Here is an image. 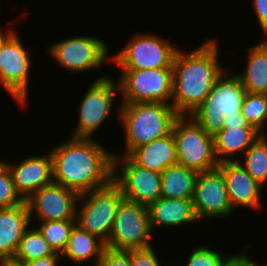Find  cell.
Masks as SVG:
<instances>
[{
  "label": "cell",
  "instance_id": "34",
  "mask_svg": "<svg viewBox=\"0 0 267 266\" xmlns=\"http://www.w3.org/2000/svg\"><path fill=\"white\" fill-rule=\"evenodd\" d=\"M247 248L242 249L240 253L231 254L222 266H265V264L259 265V261L253 260L254 258L248 254Z\"/></svg>",
  "mask_w": 267,
  "mask_h": 266
},
{
  "label": "cell",
  "instance_id": "2",
  "mask_svg": "<svg viewBox=\"0 0 267 266\" xmlns=\"http://www.w3.org/2000/svg\"><path fill=\"white\" fill-rule=\"evenodd\" d=\"M220 44L210 38L193 50L178 48L172 64V101L179 115H190L205 100L226 69L219 61Z\"/></svg>",
  "mask_w": 267,
  "mask_h": 266
},
{
  "label": "cell",
  "instance_id": "24",
  "mask_svg": "<svg viewBox=\"0 0 267 266\" xmlns=\"http://www.w3.org/2000/svg\"><path fill=\"white\" fill-rule=\"evenodd\" d=\"M198 174L178 163L167 167L161 173V197L192 199Z\"/></svg>",
  "mask_w": 267,
  "mask_h": 266
},
{
  "label": "cell",
  "instance_id": "25",
  "mask_svg": "<svg viewBox=\"0 0 267 266\" xmlns=\"http://www.w3.org/2000/svg\"><path fill=\"white\" fill-rule=\"evenodd\" d=\"M54 254L55 252L43 238L37 227L35 228L31 224L23 234L11 263L18 265L21 262H28Z\"/></svg>",
  "mask_w": 267,
  "mask_h": 266
},
{
  "label": "cell",
  "instance_id": "23",
  "mask_svg": "<svg viewBox=\"0 0 267 266\" xmlns=\"http://www.w3.org/2000/svg\"><path fill=\"white\" fill-rule=\"evenodd\" d=\"M261 41V42H260ZM248 48L245 68L236 74L248 93L267 94V38Z\"/></svg>",
  "mask_w": 267,
  "mask_h": 266
},
{
  "label": "cell",
  "instance_id": "38",
  "mask_svg": "<svg viewBox=\"0 0 267 266\" xmlns=\"http://www.w3.org/2000/svg\"><path fill=\"white\" fill-rule=\"evenodd\" d=\"M6 161L0 159V170L5 166Z\"/></svg>",
  "mask_w": 267,
  "mask_h": 266
},
{
  "label": "cell",
  "instance_id": "16",
  "mask_svg": "<svg viewBox=\"0 0 267 266\" xmlns=\"http://www.w3.org/2000/svg\"><path fill=\"white\" fill-rule=\"evenodd\" d=\"M217 168L223 174L228 198L234 211L250 208L259 212L264 208L262 193L265 188L253 179L238 161L222 162Z\"/></svg>",
  "mask_w": 267,
  "mask_h": 266
},
{
  "label": "cell",
  "instance_id": "12",
  "mask_svg": "<svg viewBox=\"0 0 267 266\" xmlns=\"http://www.w3.org/2000/svg\"><path fill=\"white\" fill-rule=\"evenodd\" d=\"M148 207L128 199L118 206L113 228L105 246L112 250H130L152 245Z\"/></svg>",
  "mask_w": 267,
  "mask_h": 266
},
{
  "label": "cell",
  "instance_id": "7",
  "mask_svg": "<svg viewBox=\"0 0 267 266\" xmlns=\"http://www.w3.org/2000/svg\"><path fill=\"white\" fill-rule=\"evenodd\" d=\"M172 135L177 163L197 172L218 167L214 139L190 115H180L174 122Z\"/></svg>",
  "mask_w": 267,
  "mask_h": 266
},
{
  "label": "cell",
  "instance_id": "31",
  "mask_svg": "<svg viewBox=\"0 0 267 266\" xmlns=\"http://www.w3.org/2000/svg\"><path fill=\"white\" fill-rule=\"evenodd\" d=\"M130 255L132 266H162L154 246L126 250ZM163 266H166L163 265Z\"/></svg>",
  "mask_w": 267,
  "mask_h": 266
},
{
  "label": "cell",
  "instance_id": "14",
  "mask_svg": "<svg viewBox=\"0 0 267 266\" xmlns=\"http://www.w3.org/2000/svg\"><path fill=\"white\" fill-rule=\"evenodd\" d=\"M199 220L228 219L236 212L230 204L222 172L216 168L199 172L192 198ZM229 216V217H228ZM213 219V220H212Z\"/></svg>",
  "mask_w": 267,
  "mask_h": 266
},
{
  "label": "cell",
  "instance_id": "4",
  "mask_svg": "<svg viewBox=\"0 0 267 266\" xmlns=\"http://www.w3.org/2000/svg\"><path fill=\"white\" fill-rule=\"evenodd\" d=\"M227 69L217 78L205 100L190 116L211 136L223 129L224 117L241 112L246 90L241 79Z\"/></svg>",
  "mask_w": 267,
  "mask_h": 266
},
{
  "label": "cell",
  "instance_id": "6",
  "mask_svg": "<svg viewBox=\"0 0 267 266\" xmlns=\"http://www.w3.org/2000/svg\"><path fill=\"white\" fill-rule=\"evenodd\" d=\"M120 187L112 180L107 185L79 195L76 224L107 243L120 202Z\"/></svg>",
  "mask_w": 267,
  "mask_h": 266
},
{
  "label": "cell",
  "instance_id": "36",
  "mask_svg": "<svg viewBox=\"0 0 267 266\" xmlns=\"http://www.w3.org/2000/svg\"><path fill=\"white\" fill-rule=\"evenodd\" d=\"M223 127H253L249 125L242 112H237L236 115L225 116Z\"/></svg>",
  "mask_w": 267,
  "mask_h": 266
},
{
  "label": "cell",
  "instance_id": "35",
  "mask_svg": "<svg viewBox=\"0 0 267 266\" xmlns=\"http://www.w3.org/2000/svg\"><path fill=\"white\" fill-rule=\"evenodd\" d=\"M61 254L55 253L54 255L31 260L28 262H21L19 266H60L62 262ZM60 264V265H59Z\"/></svg>",
  "mask_w": 267,
  "mask_h": 266
},
{
  "label": "cell",
  "instance_id": "39",
  "mask_svg": "<svg viewBox=\"0 0 267 266\" xmlns=\"http://www.w3.org/2000/svg\"><path fill=\"white\" fill-rule=\"evenodd\" d=\"M166 266H179V263L177 265L176 264L174 265V264H171V263L169 264L168 263V264H166ZM180 266H185V265L182 263Z\"/></svg>",
  "mask_w": 267,
  "mask_h": 266
},
{
  "label": "cell",
  "instance_id": "20",
  "mask_svg": "<svg viewBox=\"0 0 267 266\" xmlns=\"http://www.w3.org/2000/svg\"><path fill=\"white\" fill-rule=\"evenodd\" d=\"M261 135L255 127H223L213 136L218 162L237 161Z\"/></svg>",
  "mask_w": 267,
  "mask_h": 266
},
{
  "label": "cell",
  "instance_id": "33",
  "mask_svg": "<svg viewBox=\"0 0 267 266\" xmlns=\"http://www.w3.org/2000/svg\"><path fill=\"white\" fill-rule=\"evenodd\" d=\"M255 19H257L260 30H262L261 39L267 38V0H251Z\"/></svg>",
  "mask_w": 267,
  "mask_h": 266
},
{
  "label": "cell",
  "instance_id": "3",
  "mask_svg": "<svg viewBox=\"0 0 267 266\" xmlns=\"http://www.w3.org/2000/svg\"><path fill=\"white\" fill-rule=\"evenodd\" d=\"M116 108L124 132L125 150L129 155L135 148L172 133L180 116L171 104L160 102L120 103Z\"/></svg>",
  "mask_w": 267,
  "mask_h": 266
},
{
  "label": "cell",
  "instance_id": "22",
  "mask_svg": "<svg viewBox=\"0 0 267 266\" xmlns=\"http://www.w3.org/2000/svg\"><path fill=\"white\" fill-rule=\"evenodd\" d=\"M105 248L102 240L76 224L61 257L73 262V266H84L87 262L90 264V260L94 261L93 265H98Z\"/></svg>",
  "mask_w": 267,
  "mask_h": 266
},
{
  "label": "cell",
  "instance_id": "11",
  "mask_svg": "<svg viewBox=\"0 0 267 266\" xmlns=\"http://www.w3.org/2000/svg\"><path fill=\"white\" fill-rule=\"evenodd\" d=\"M119 103L160 102L171 104L172 68L120 69Z\"/></svg>",
  "mask_w": 267,
  "mask_h": 266
},
{
  "label": "cell",
  "instance_id": "30",
  "mask_svg": "<svg viewBox=\"0 0 267 266\" xmlns=\"http://www.w3.org/2000/svg\"><path fill=\"white\" fill-rule=\"evenodd\" d=\"M25 200L16 191L12 175L5 165L0 170V208H10L22 204Z\"/></svg>",
  "mask_w": 267,
  "mask_h": 266
},
{
  "label": "cell",
  "instance_id": "10",
  "mask_svg": "<svg viewBox=\"0 0 267 266\" xmlns=\"http://www.w3.org/2000/svg\"><path fill=\"white\" fill-rule=\"evenodd\" d=\"M178 44L153 33H135L124 47L112 56L119 69L172 68Z\"/></svg>",
  "mask_w": 267,
  "mask_h": 266
},
{
  "label": "cell",
  "instance_id": "9",
  "mask_svg": "<svg viewBox=\"0 0 267 266\" xmlns=\"http://www.w3.org/2000/svg\"><path fill=\"white\" fill-rule=\"evenodd\" d=\"M83 99L77 108V126L70 136L95 138V133L108 121L112 108L120 94L118 81L110 75H102L95 79L85 90ZM102 125V126H101Z\"/></svg>",
  "mask_w": 267,
  "mask_h": 266
},
{
  "label": "cell",
  "instance_id": "18",
  "mask_svg": "<svg viewBox=\"0 0 267 266\" xmlns=\"http://www.w3.org/2000/svg\"><path fill=\"white\" fill-rule=\"evenodd\" d=\"M148 212L153 234L163 227L180 229L186 224L191 225L200 221L196 215L192 199L160 197L148 206Z\"/></svg>",
  "mask_w": 267,
  "mask_h": 266
},
{
  "label": "cell",
  "instance_id": "17",
  "mask_svg": "<svg viewBox=\"0 0 267 266\" xmlns=\"http://www.w3.org/2000/svg\"><path fill=\"white\" fill-rule=\"evenodd\" d=\"M16 191L26 200L32 193L53 182V159L50 151L46 155L24 158L17 163L7 162Z\"/></svg>",
  "mask_w": 267,
  "mask_h": 266
},
{
  "label": "cell",
  "instance_id": "37",
  "mask_svg": "<svg viewBox=\"0 0 267 266\" xmlns=\"http://www.w3.org/2000/svg\"><path fill=\"white\" fill-rule=\"evenodd\" d=\"M1 266H19V265H15V264L9 262V263H1Z\"/></svg>",
  "mask_w": 267,
  "mask_h": 266
},
{
  "label": "cell",
  "instance_id": "32",
  "mask_svg": "<svg viewBox=\"0 0 267 266\" xmlns=\"http://www.w3.org/2000/svg\"><path fill=\"white\" fill-rule=\"evenodd\" d=\"M98 266H132L130 255L124 250L105 248Z\"/></svg>",
  "mask_w": 267,
  "mask_h": 266
},
{
  "label": "cell",
  "instance_id": "13",
  "mask_svg": "<svg viewBox=\"0 0 267 266\" xmlns=\"http://www.w3.org/2000/svg\"><path fill=\"white\" fill-rule=\"evenodd\" d=\"M113 181L125 199L147 207L161 197V173L136 164L128 155L113 156Z\"/></svg>",
  "mask_w": 267,
  "mask_h": 266
},
{
  "label": "cell",
  "instance_id": "28",
  "mask_svg": "<svg viewBox=\"0 0 267 266\" xmlns=\"http://www.w3.org/2000/svg\"><path fill=\"white\" fill-rule=\"evenodd\" d=\"M241 112L249 125L267 134V94L246 92Z\"/></svg>",
  "mask_w": 267,
  "mask_h": 266
},
{
  "label": "cell",
  "instance_id": "5",
  "mask_svg": "<svg viewBox=\"0 0 267 266\" xmlns=\"http://www.w3.org/2000/svg\"><path fill=\"white\" fill-rule=\"evenodd\" d=\"M8 29L0 28V85L24 108L27 107V97L31 96L28 93L32 56L15 28Z\"/></svg>",
  "mask_w": 267,
  "mask_h": 266
},
{
  "label": "cell",
  "instance_id": "29",
  "mask_svg": "<svg viewBox=\"0 0 267 266\" xmlns=\"http://www.w3.org/2000/svg\"><path fill=\"white\" fill-rule=\"evenodd\" d=\"M188 254L185 266H222L230 256L206 244H198Z\"/></svg>",
  "mask_w": 267,
  "mask_h": 266
},
{
  "label": "cell",
  "instance_id": "8",
  "mask_svg": "<svg viewBox=\"0 0 267 266\" xmlns=\"http://www.w3.org/2000/svg\"><path fill=\"white\" fill-rule=\"evenodd\" d=\"M56 42V43H55ZM107 42L97 36L79 35L54 41L47 47L58 66L72 73L100 70L106 61L112 60Z\"/></svg>",
  "mask_w": 267,
  "mask_h": 266
},
{
  "label": "cell",
  "instance_id": "15",
  "mask_svg": "<svg viewBox=\"0 0 267 266\" xmlns=\"http://www.w3.org/2000/svg\"><path fill=\"white\" fill-rule=\"evenodd\" d=\"M79 194L52 182L32 193L25 201L30 220H76ZM35 218V219H34Z\"/></svg>",
  "mask_w": 267,
  "mask_h": 266
},
{
  "label": "cell",
  "instance_id": "27",
  "mask_svg": "<svg viewBox=\"0 0 267 266\" xmlns=\"http://www.w3.org/2000/svg\"><path fill=\"white\" fill-rule=\"evenodd\" d=\"M33 225L35 227L38 225L37 229L53 251L62 254L67 246L71 231L76 225V220L37 221V224Z\"/></svg>",
  "mask_w": 267,
  "mask_h": 266
},
{
  "label": "cell",
  "instance_id": "19",
  "mask_svg": "<svg viewBox=\"0 0 267 266\" xmlns=\"http://www.w3.org/2000/svg\"><path fill=\"white\" fill-rule=\"evenodd\" d=\"M31 226L29 209L24 201L15 207L0 208V262L13 261L18 244Z\"/></svg>",
  "mask_w": 267,
  "mask_h": 266
},
{
  "label": "cell",
  "instance_id": "1",
  "mask_svg": "<svg viewBox=\"0 0 267 266\" xmlns=\"http://www.w3.org/2000/svg\"><path fill=\"white\" fill-rule=\"evenodd\" d=\"M68 137L49 150L53 159V181L79 195L110 183L114 156L111 150L96 137Z\"/></svg>",
  "mask_w": 267,
  "mask_h": 266
},
{
  "label": "cell",
  "instance_id": "26",
  "mask_svg": "<svg viewBox=\"0 0 267 266\" xmlns=\"http://www.w3.org/2000/svg\"><path fill=\"white\" fill-rule=\"evenodd\" d=\"M237 161L253 179L265 188L267 184V134H262Z\"/></svg>",
  "mask_w": 267,
  "mask_h": 266
},
{
  "label": "cell",
  "instance_id": "21",
  "mask_svg": "<svg viewBox=\"0 0 267 266\" xmlns=\"http://www.w3.org/2000/svg\"><path fill=\"white\" fill-rule=\"evenodd\" d=\"M136 164L162 173L177 164V152L172 133L135 148L128 155Z\"/></svg>",
  "mask_w": 267,
  "mask_h": 266
}]
</instances>
